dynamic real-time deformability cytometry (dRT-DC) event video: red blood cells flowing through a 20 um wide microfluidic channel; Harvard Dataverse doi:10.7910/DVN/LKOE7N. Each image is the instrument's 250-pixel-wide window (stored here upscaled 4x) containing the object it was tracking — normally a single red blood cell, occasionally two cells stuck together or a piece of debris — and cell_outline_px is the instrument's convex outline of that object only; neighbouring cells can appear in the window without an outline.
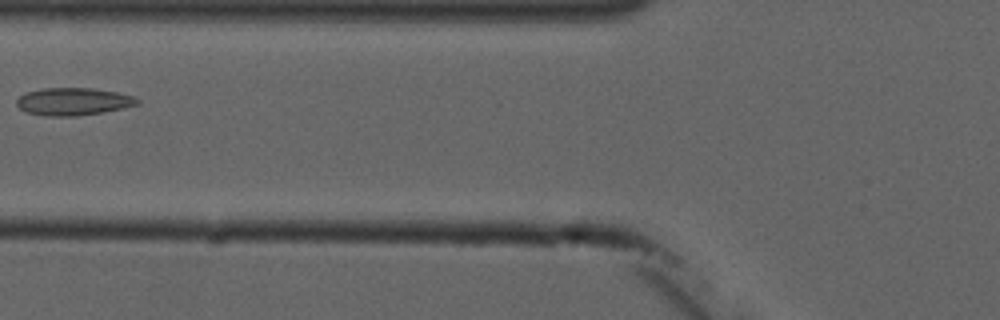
{"species": "common noctule bat (a hibernating species)", "species_latin": "Nyctalus noctula", "temperature_condition": "cold", "stored_images_in_passage": 4, "camera_frame_rate_fps": 3000, "um_per_image_px": 0.085, "animal": {"sex": "male", "forearm_length_mm": 52.5}, "frame": {"image": 1, "passage_image": 3, "time_ms": 3.333, "image_size_px": [1000, 320], "cell_outline_px": [[140, 104], [124, 108], [76, 116], [44, 116], [28, 112], [20, 108], [16, 104], [16, 100], [24, 92], [40, 88], [92, 88], [116, 92], [132, 96], [140, 100]], "centroid_in_image_um": [6.21, 8.62], "position_along_channel_um": 119.6, "area_um2": 19.36}}
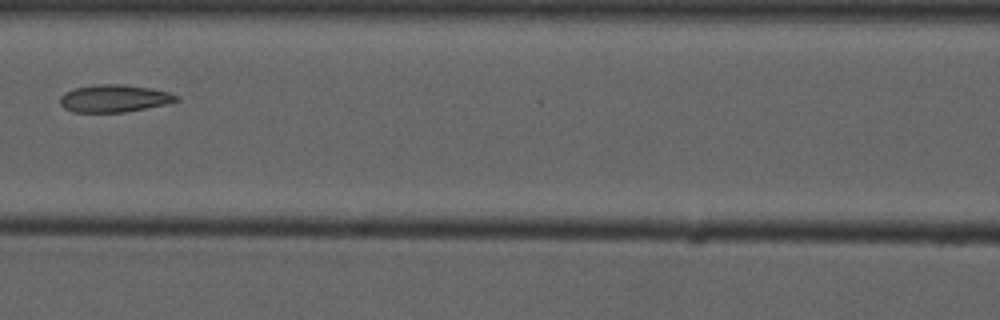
{"frame": {"image": 2, "passage_image": 4, "time_ms": 4.333, "image_size_px": [1000, 320], "cell_outline_px": [[180, 100], [164, 104], [124, 112], [72, 112], [64, 108], [60, 104], [60, 96], [64, 92], [76, 88], [96, 84], [124, 84], [152, 88], [168, 92], [180, 96]], "centroid_in_image_um": [9.69, 8.36], "position_along_channel_um": 156.9, "area_um2": 18.61}}